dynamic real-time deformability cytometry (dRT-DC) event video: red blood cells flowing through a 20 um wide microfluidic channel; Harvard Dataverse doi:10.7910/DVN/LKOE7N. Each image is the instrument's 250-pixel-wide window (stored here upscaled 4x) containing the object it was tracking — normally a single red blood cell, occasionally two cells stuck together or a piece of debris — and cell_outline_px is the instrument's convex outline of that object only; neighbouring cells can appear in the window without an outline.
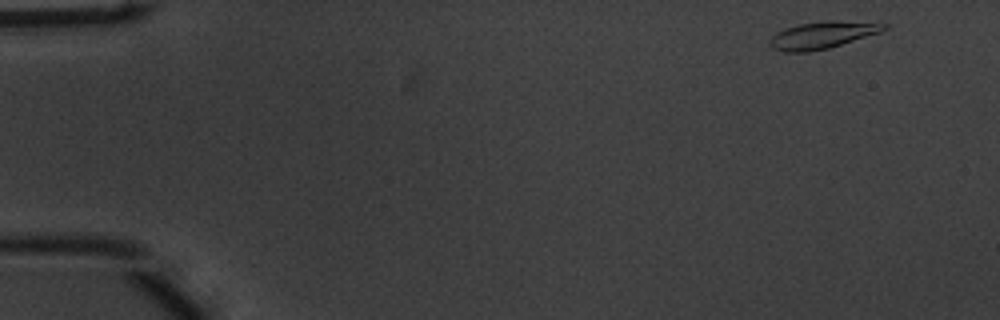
{"species": "common noctule bat (a hibernating species)", "species_latin": "Nyctalus noctula", "temperature_condition": "warm", "stored_images_in_passage": 12, "camera_frame_rate_fps": 3000, "um_per_image_px": 0.085, "animal": {"sex": "male", "body_mass_g": 20.1, "forearm_length_mm": 53.5}, "frame": {"image": 1, "passage_image": 1, "time_ms": 0.0, "image_size_px": [1000, 320], "cell_outline_px": [[888, 28], [880, 32], [828, 48], [808, 52], [784, 52], [772, 48], [768, 44], [768, 40], [776, 32], [800, 24], [828, 20], [840, 20], [888, 24]], "centroid_in_image_um": [69.88, 2.98], "position_along_channel_um": 15.1, "area_um2": 17.92}}